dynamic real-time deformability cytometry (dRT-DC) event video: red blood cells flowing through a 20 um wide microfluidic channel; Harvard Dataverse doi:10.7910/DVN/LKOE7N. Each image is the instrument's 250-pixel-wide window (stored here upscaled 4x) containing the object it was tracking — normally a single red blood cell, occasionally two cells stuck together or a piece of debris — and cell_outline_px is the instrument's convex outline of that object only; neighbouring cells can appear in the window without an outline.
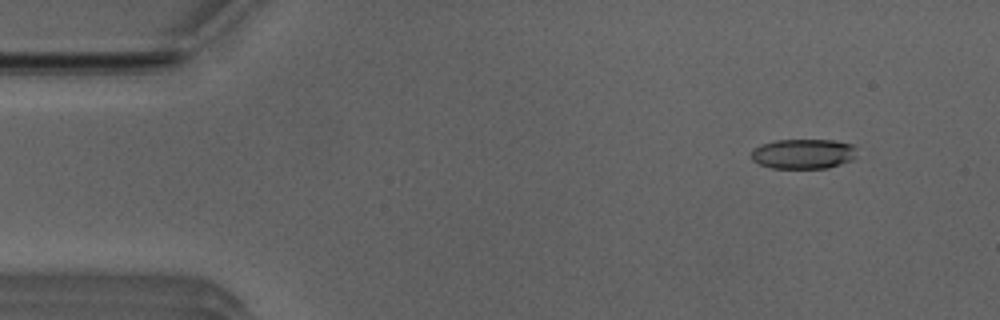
{"species": "Egyptian fruit bat (a non-hibernating species)", "species_latin": "Rousettus aegyptiacus", "temperature_condition": "room temperature", "stored_images_in_passage": 51, "camera_frame_rate_fps": 3000, "um_per_image_px": 0.085, "animal": {"sex": "male"}, "frame": {"image": 1, "passage_image": 5, "time_ms": 1.333, "image_size_px": [1000, 320], "cell_outline_px": [[856, 156], [852, 160], [828, 168], [772, 168], [760, 164], [752, 160], [752, 152], [760, 144], [776, 140], [832, 140], [852, 144], [856, 148]], "centroid_in_image_um": [68.3, 13.07], "position_along_channel_um": 16.7, "area_um2": 18.38}}
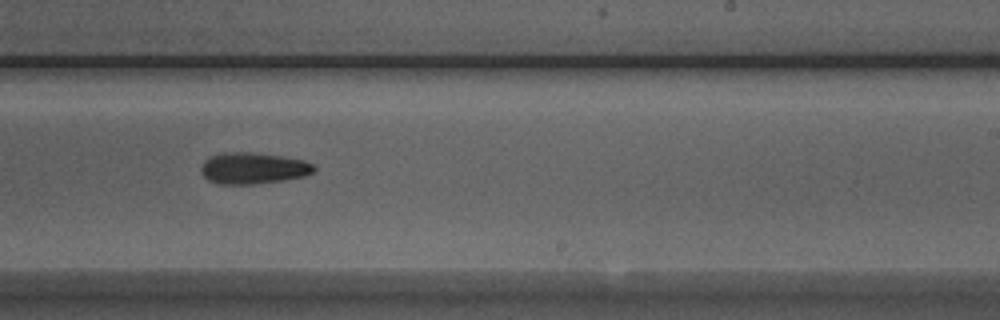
{"frame": {"image": 2, "passage_image": 31, "time_ms": 10.0, "image_size_px": [1000, 320], "cell_outline_px": [[316, 168], [312, 172], [304, 176], [284, 180], [256, 184], [216, 184], [208, 180], [200, 172], [200, 168], [204, 160], [208, 156], [220, 152], [256, 152], [304, 160], [312, 164]], "centroid_in_image_um": [21.46, 14.29], "position_along_channel_um": 267.5, "area_um2": 20.92}}
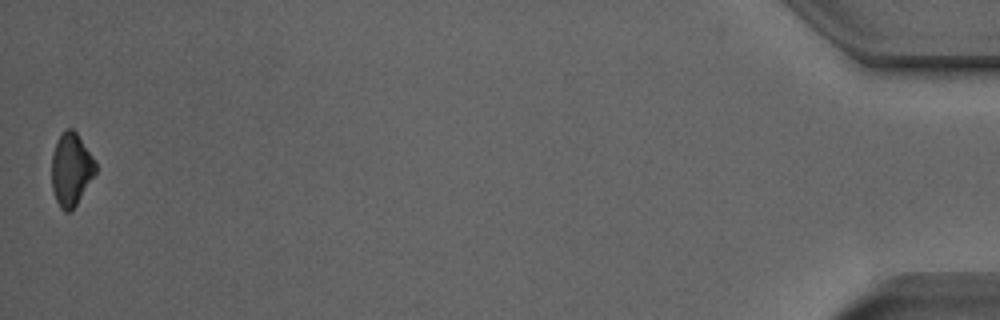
{"frame": {"image": 3, "passage_image": 51, "time_ms": 16.667, "image_size_px": [1000, 320], "cell_outline_px": [[96, 172], [76, 204], [68, 212], [64, 212], [60, 208], [56, 200], [52, 188], [52, 156], [56, 144], [64, 128], [72, 128], [76, 132], [92, 156], [96, 164]], "centroid_in_image_um": [6.03, 14.39], "position_along_channel_um": 429.2, "area_um2": 18.26}, "authors_computed_cell_mechanics": {"area_um2": 19.9988, "velocity_mm_per_s": 3.96, "shape_relaxation_time_tau1_ms": 5.9247, "shape_relaxation_time_tau2_ms": null, "deformation_change_tau1": 0.1177, "deformation_change_tau2": null}}